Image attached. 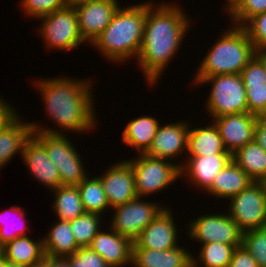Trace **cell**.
<instances>
[{
	"label": "cell",
	"instance_id": "cell-28",
	"mask_svg": "<svg viewBox=\"0 0 266 267\" xmlns=\"http://www.w3.org/2000/svg\"><path fill=\"white\" fill-rule=\"evenodd\" d=\"M232 160L253 180L266 178V151L255 140L232 154Z\"/></svg>",
	"mask_w": 266,
	"mask_h": 267
},
{
	"label": "cell",
	"instance_id": "cell-17",
	"mask_svg": "<svg viewBox=\"0 0 266 267\" xmlns=\"http://www.w3.org/2000/svg\"><path fill=\"white\" fill-rule=\"evenodd\" d=\"M231 160L232 154L185 157V162L180 167L181 177H185V180L193 184L192 186L204 192Z\"/></svg>",
	"mask_w": 266,
	"mask_h": 267
},
{
	"label": "cell",
	"instance_id": "cell-46",
	"mask_svg": "<svg viewBox=\"0 0 266 267\" xmlns=\"http://www.w3.org/2000/svg\"><path fill=\"white\" fill-rule=\"evenodd\" d=\"M255 55L261 60L266 69V48L256 50Z\"/></svg>",
	"mask_w": 266,
	"mask_h": 267
},
{
	"label": "cell",
	"instance_id": "cell-50",
	"mask_svg": "<svg viewBox=\"0 0 266 267\" xmlns=\"http://www.w3.org/2000/svg\"><path fill=\"white\" fill-rule=\"evenodd\" d=\"M3 256V246L0 245V258Z\"/></svg>",
	"mask_w": 266,
	"mask_h": 267
},
{
	"label": "cell",
	"instance_id": "cell-30",
	"mask_svg": "<svg viewBox=\"0 0 266 267\" xmlns=\"http://www.w3.org/2000/svg\"><path fill=\"white\" fill-rule=\"evenodd\" d=\"M78 191L86 212L105 215L110 205L98 177H86L78 185ZM108 209V210H107Z\"/></svg>",
	"mask_w": 266,
	"mask_h": 267
},
{
	"label": "cell",
	"instance_id": "cell-10",
	"mask_svg": "<svg viewBox=\"0 0 266 267\" xmlns=\"http://www.w3.org/2000/svg\"><path fill=\"white\" fill-rule=\"evenodd\" d=\"M156 202L144 201L137 197L127 203L114 207L109 220V227L120 235L134 242L140 233L159 215L165 208Z\"/></svg>",
	"mask_w": 266,
	"mask_h": 267
},
{
	"label": "cell",
	"instance_id": "cell-33",
	"mask_svg": "<svg viewBox=\"0 0 266 267\" xmlns=\"http://www.w3.org/2000/svg\"><path fill=\"white\" fill-rule=\"evenodd\" d=\"M5 210L4 211H0V245H2V246L4 244H6L8 241H11V240H13L14 238H16L18 236H26L27 235V231L26 230L29 229L28 226H27L28 224L26 223V222H28L26 220L27 214H25V211H23L22 207L11 206L10 208L5 209ZM11 213H13L16 216L19 215L18 218L17 219L15 218V219L16 220H21L22 219L21 222H23L22 223L23 225L21 223H20V225L13 224L12 222L15 221V219L13 221H12V219L10 220L11 223H12L10 225V221L8 222V219H10V218H8V217H9V215L11 217V215H12ZM15 225H17V226L14 227Z\"/></svg>",
	"mask_w": 266,
	"mask_h": 267
},
{
	"label": "cell",
	"instance_id": "cell-31",
	"mask_svg": "<svg viewBox=\"0 0 266 267\" xmlns=\"http://www.w3.org/2000/svg\"><path fill=\"white\" fill-rule=\"evenodd\" d=\"M200 246L199 256L192 255V267H228L234 250L241 245L211 242Z\"/></svg>",
	"mask_w": 266,
	"mask_h": 267
},
{
	"label": "cell",
	"instance_id": "cell-11",
	"mask_svg": "<svg viewBox=\"0 0 266 267\" xmlns=\"http://www.w3.org/2000/svg\"><path fill=\"white\" fill-rule=\"evenodd\" d=\"M186 233L189 239L205 244L220 242L226 245H241L243 232L238 224L227 214H205L189 220Z\"/></svg>",
	"mask_w": 266,
	"mask_h": 267
},
{
	"label": "cell",
	"instance_id": "cell-6",
	"mask_svg": "<svg viewBox=\"0 0 266 267\" xmlns=\"http://www.w3.org/2000/svg\"><path fill=\"white\" fill-rule=\"evenodd\" d=\"M136 155L139 156L127 159V161L132 165L138 197L145 199L147 195L158 194V191L170 187L178 178L180 180L179 163L151 157L145 153H136Z\"/></svg>",
	"mask_w": 266,
	"mask_h": 267
},
{
	"label": "cell",
	"instance_id": "cell-12",
	"mask_svg": "<svg viewBox=\"0 0 266 267\" xmlns=\"http://www.w3.org/2000/svg\"><path fill=\"white\" fill-rule=\"evenodd\" d=\"M118 0H97L74 6L82 39L90 45L107 28L120 7Z\"/></svg>",
	"mask_w": 266,
	"mask_h": 267
},
{
	"label": "cell",
	"instance_id": "cell-8",
	"mask_svg": "<svg viewBox=\"0 0 266 267\" xmlns=\"http://www.w3.org/2000/svg\"><path fill=\"white\" fill-rule=\"evenodd\" d=\"M40 28L37 31L49 50L72 51L80 44H86L82 39L76 11L73 6L64 8L39 18Z\"/></svg>",
	"mask_w": 266,
	"mask_h": 267
},
{
	"label": "cell",
	"instance_id": "cell-26",
	"mask_svg": "<svg viewBox=\"0 0 266 267\" xmlns=\"http://www.w3.org/2000/svg\"><path fill=\"white\" fill-rule=\"evenodd\" d=\"M56 222V223H55ZM48 233L43 236L45 255L50 257H67L80 247L71 231L70 221L57 219Z\"/></svg>",
	"mask_w": 266,
	"mask_h": 267
},
{
	"label": "cell",
	"instance_id": "cell-44",
	"mask_svg": "<svg viewBox=\"0 0 266 267\" xmlns=\"http://www.w3.org/2000/svg\"><path fill=\"white\" fill-rule=\"evenodd\" d=\"M242 0H226V4L224 5L225 12H228L229 15L241 2Z\"/></svg>",
	"mask_w": 266,
	"mask_h": 267
},
{
	"label": "cell",
	"instance_id": "cell-49",
	"mask_svg": "<svg viewBox=\"0 0 266 267\" xmlns=\"http://www.w3.org/2000/svg\"><path fill=\"white\" fill-rule=\"evenodd\" d=\"M0 267H7V260L4 256L0 258Z\"/></svg>",
	"mask_w": 266,
	"mask_h": 267
},
{
	"label": "cell",
	"instance_id": "cell-21",
	"mask_svg": "<svg viewBox=\"0 0 266 267\" xmlns=\"http://www.w3.org/2000/svg\"><path fill=\"white\" fill-rule=\"evenodd\" d=\"M31 135L30 121H23L18 113L0 129V170L17 154L22 157L24 144Z\"/></svg>",
	"mask_w": 266,
	"mask_h": 267
},
{
	"label": "cell",
	"instance_id": "cell-47",
	"mask_svg": "<svg viewBox=\"0 0 266 267\" xmlns=\"http://www.w3.org/2000/svg\"><path fill=\"white\" fill-rule=\"evenodd\" d=\"M88 1H97V0H67V4L69 6H76L80 3H83V2H88Z\"/></svg>",
	"mask_w": 266,
	"mask_h": 267
},
{
	"label": "cell",
	"instance_id": "cell-5",
	"mask_svg": "<svg viewBox=\"0 0 266 267\" xmlns=\"http://www.w3.org/2000/svg\"><path fill=\"white\" fill-rule=\"evenodd\" d=\"M195 87L211 83L206 112L211 119L234 113L248 112L246 88L241 74H224L210 77H194ZM203 84V85H202Z\"/></svg>",
	"mask_w": 266,
	"mask_h": 267
},
{
	"label": "cell",
	"instance_id": "cell-32",
	"mask_svg": "<svg viewBox=\"0 0 266 267\" xmlns=\"http://www.w3.org/2000/svg\"><path fill=\"white\" fill-rule=\"evenodd\" d=\"M103 216L85 212L76 219L70 220L71 231L79 247H89L93 238L101 230Z\"/></svg>",
	"mask_w": 266,
	"mask_h": 267
},
{
	"label": "cell",
	"instance_id": "cell-3",
	"mask_svg": "<svg viewBox=\"0 0 266 267\" xmlns=\"http://www.w3.org/2000/svg\"><path fill=\"white\" fill-rule=\"evenodd\" d=\"M133 5L120 6L107 28L91 44L109 62L121 64L138 58L144 33L146 3Z\"/></svg>",
	"mask_w": 266,
	"mask_h": 267
},
{
	"label": "cell",
	"instance_id": "cell-14",
	"mask_svg": "<svg viewBox=\"0 0 266 267\" xmlns=\"http://www.w3.org/2000/svg\"><path fill=\"white\" fill-rule=\"evenodd\" d=\"M103 186L110 208L137 198L132 165L125 159L109 166L102 175H96Z\"/></svg>",
	"mask_w": 266,
	"mask_h": 267
},
{
	"label": "cell",
	"instance_id": "cell-19",
	"mask_svg": "<svg viewBox=\"0 0 266 267\" xmlns=\"http://www.w3.org/2000/svg\"><path fill=\"white\" fill-rule=\"evenodd\" d=\"M107 228L110 231L100 230L89 247L98 253L110 267L132 265L133 242L111 227Z\"/></svg>",
	"mask_w": 266,
	"mask_h": 267
},
{
	"label": "cell",
	"instance_id": "cell-34",
	"mask_svg": "<svg viewBox=\"0 0 266 267\" xmlns=\"http://www.w3.org/2000/svg\"><path fill=\"white\" fill-rule=\"evenodd\" d=\"M257 261L266 267V227L243 232L241 244Z\"/></svg>",
	"mask_w": 266,
	"mask_h": 267
},
{
	"label": "cell",
	"instance_id": "cell-13",
	"mask_svg": "<svg viewBox=\"0 0 266 267\" xmlns=\"http://www.w3.org/2000/svg\"><path fill=\"white\" fill-rule=\"evenodd\" d=\"M190 123L180 120L160 124L146 155L175 162V158L187 155Z\"/></svg>",
	"mask_w": 266,
	"mask_h": 267
},
{
	"label": "cell",
	"instance_id": "cell-29",
	"mask_svg": "<svg viewBox=\"0 0 266 267\" xmlns=\"http://www.w3.org/2000/svg\"><path fill=\"white\" fill-rule=\"evenodd\" d=\"M52 192L55 198L51 209L56 219L70 221L86 212L77 186L61 185Z\"/></svg>",
	"mask_w": 266,
	"mask_h": 267
},
{
	"label": "cell",
	"instance_id": "cell-1",
	"mask_svg": "<svg viewBox=\"0 0 266 267\" xmlns=\"http://www.w3.org/2000/svg\"><path fill=\"white\" fill-rule=\"evenodd\" d=\"M146 1L144 33L136 64L148 85L158 84L192 25L179 3ZM173 3V4H172Z\"/></svg>",
	"mask_w": 266,
	"mask_h": 267
},
{
	"label": "cell",
	"instance_id": "cell-4",
	"mask_svg": "<svg viewBox=\"0 0 266 267\" xmlns=\"http://www.w3.org/2000/svg\"><path fill=\"white\" fill-rule=\"evenodd\" d=\"M205 53L194 77L241 74L255 55V48L242 26L232 24Z\"/></svg>",
	"mask_w": 266,
	"mask_h": 267
},
{
	"label": "cell",
	"instance_id": "cell-38",
	"mask_svg": "<svg viewBox=\"0 0 266 267\" xmlns=\"http://www.w3.org/2000/svg\"><path fill=\"white\" fill-rule=\"evenodd\" d=\"M70 267H110L107 262L90 247H80L75 253L65 257Z\"/></svg>",
	"mask_w": 266,
	"mask_h": 267
},
{
	"label": "cell",
	"instance_id": "cell-23",
	"mask_svg": "<svg viewBox=\"0 0 266 267\" xmlns=\"http://www.w3.org/2000/svg\"><path fill=\"white\" fill-rule=\"evenodd\" d=\"M253 180L231 160L215 177L212 185L205 191L215 199L227 201L246 189Z\"/></svg>",
	"mask_w": 266,
	"mask_h": 267
},
{
	"label": "cell",
	"instance_id": "cell-18",
	"mask_svg": "<svg viewBox=\"0 0 266 267\" xmlns=\"http://www.w3.org/2000/svg\"><path fill=\"white\" fill-rule=\"evenodd\" d=\"M21 159L36 181L50 191L61 186L59 171L49 159L45 148L31 135L25 142Z\"/></svg>",
	"mask_w": 266,
	"mask_h": 267
},
{
	"label": "cell",
	"instance_id": "cell-48",
	"mask_svg": "<svg viewBox=\"0 0 266 267\" xmlns=\"http://www.w3.org/2000/svg\"><path fill=\"white\" fill-rule=\"evenodd\" d=\"M7 267H29V266L7 261Z\"/></svg>",
	"mask_w": 266,
	"mask_h": 267
},
{
	"label": "cell",
	"instance_id": "cell-7",
	"mask_svg": "<svg viewBox=\"0 0 266 267\" xmlns=\"http://www.w3.org/2000/svg\"><path fill=\"white\" fill-rule=\"evenodd\" d=\"M32 136L45 148L49 159L58 169L61 185L77 186L88 176L84 160L68 135L32 131Z\"/></svg>",
	"mask_w": 266,
	"mask_h": 267
},
{
	"label": "cell",
	"instance_id": "cell-16",
	"mask_svg": "<svg viewBox=\"0 0 266 267\" xmlns=\"http://www.w3.org/2000/svg\"><path fill=\"white\" fill-rule=\"evenodd\" d=\"M211 120L219 131L225 149L231 154L254 140L256 115L248 112L234 113Z\"/></svg>",
	"mask_w": 266,
	"mask_h": 267
},
{
	"label": "cell",
	"instance_id": "cell-35",
	"mask_svg": "<svg viewBox=\"0 0 266 267\" xmlns=\"http://www.w3.org/2000/svg\"><path fill=\"white\" fill-rule=\"evenodd\" d=\"M19 4L24 15L37 20L68 5L67 0H21Z\"/></svg>",
	"mask_w": 266,
	"mask_h": 267
},
{
	"label": "cell",
	"instance_id": "cell-20",
	"mask_svg": "<svg viewBox=\"0 0 266 267\" xmlns=\"http://www.w3.org/2000/svg\"><path fill=\"white\" fill-rule=\"evenodd\" d=\"M192 255L181 245L161 251L132 248L131 267H192Z\"/></svg>",
	"mask_w": 266,
	"mask_h": 267
},
{
	"label": "cell",
	"instance_id": "cell-37",
	"mask_svg": "<svg viewBox=\"0 0 266 267\" xmlns=\"http://www.w3.org/2000/svg\"><path fill=\"white\" fill-rule=\"evenodd\" d=\"M242 27L255 50L266 48V11L250 18Z\"/></svg>",
	"mask_w": 266,
	"mask_h": 267
},
{
	"label": "cell",
	"instance_id": "cell-42",
	"mask_svg": "<svg viewBox=\"0 0 266 267\" xmlns=\"http://www.w3.org/2000/svg\"><path fill=\"white\" fill-rule=\"evenodd\" d=\"M32 267H52V257L44 255Z\"/></svg>",
	"mask_w": 266,
	"mask_h": 267
},
{
	"label": "cell",
	"instance_id": "cell-43",
	"mask_svg": "<svg viewBox=\"0 0 266 267\" xmlns=\"http://www.w3.org/2000/svg\"><path fill=\"white\" fill-rule=\"evenodd\" d=\"M52 267H70V265L64 257H52Z\"/></svg>",
	"mask_w": 266,
	"mask_h": 267
},
{
	"label": "cell",
	"instance_id": "cell-36",
	"mask_svg": "<svg viewBox=\"0 0 266 267\" xmlns=\"http://www.w3.org/2000/svg\"><path fill=\"white\" fill-rule=\"evenodd\" d=\"M265 11L266 0H242L228 16L232 24L243 26L250 18Z\"/></svg>",
	"mask_w": 266,
	"mask_h": 267
},
{
	"label": "cell",
	"instance_id": "cell-51",
	"mask_svg": "<svg viewBox=\"0 0 266 267\" xmlns=\"http://www.w3.org/2000/svg\"><path fill=\"white\" fill-rule=\"evenodd\" d=\"M266 190V178L262 181Z\"/></svg>",
	"mask_w": 266,
	"mask_h": 267
},
{
	"label": "cell",
	"instance_id": "cell-9",
	"mask_svg": "<svg viewBox=\"0 0 266 267\" xmlns=\"http://www.w3.org/2000/svg\"><path fill=\"white\" fill-rule=\"evenodd\" d=\"M228 215L242 232L266 227V190L262 181H253L229 199Z\"/></svg>",
	"mask_w": 266,
	"mask_h": 267
},
{
	"label": "cell",
	"instance_id": "cell-24",
	"mask_svg": "<svg viewBox=\"0 0 266 267\" xmlns=\"http://www.w3.org/2000/svg\"><path fill=\"white\" fill-rule=\"evenodd\" d=\"M209 123L204 127L189 128L187 155L181 159L182 162L179 163L180 167L184 164V158L187 156L231 154L225 149L215 123H211L210 121Z\"/></svg>",
	"mask_w": 266,
	"mask_h": 267
},
{
	"label": "cell",
	"instance_id": "cell-41",
	"mask_svg": "<svg viewBox=\"0 0 266 267\" xmlns=\"http://www.w3.org/2000/svg\"><path fill=\"white\" fill-rule=\"evenodd\" d=\"M254 140L266 151V127L256 123L254 129Z\"/></svg>",
	"mask_w": 266,
	"mask_h": 267
},
{
	"label": "cell",
	"instance_id": "cell-39",
	"mask_svg": "<svg viewBox=\"0 0 266 267\" xmlns=\"http://www.w3.org/2000/svg\"><path fill=\"white\" fill-rule=\"evenodd\" d=\"M228 267H259L257 261L241 245L236 247Z\"/></svg>",
	"mask_w": 266,
	"mask_h": 267
},
{
	"label": "cell",
	"instance_id": "cell-22",
	"mask_svg": "<svg viewBox=\"0 0 266 267\" xmlns=\"http://www.w3.org/2000/svg\"><path fill=\"white\" fill-rule=\"evenodd\" d=\"M241 76L246 88L248 113L256 115L266 108V69L254 55L243 68Z\"/></svg>",
	"mask_w": 266,
	"mask_h": 267
},
{
	"label": "cell",
	"instance_id": "cell-27",
	"mask_svg": "<svg viewBox=\"0 0 266 267\" xmlns=\"http://www.w3.org/2000/svg\"><path fill=\"white\" fill-rule=\"evenodd\" d=\"M45 255L43 238L34 240L30 236H18L3 245V256L7 261L32 267Z\"/></svg>",
	"mask_w": 266,
	"mask_h": 267
},
{
	"label": "cell",
	"instance_id": "cell-25",
	"mask_svg": "<svg viewBox=\"0 0 266 267\" xmlns=\"http://www.w3.org/2000/svg\"><path fill=\"white\" fill-rule=\"evenodd\" d=\"M160 123L153 116H141L130 120L121 133L123 144L133 147L135 151L145 153L152 144Z\"/></svg>",
	"mask_w": 266,
	"mask_h": 267
},
{
	"label": "cell",
	"instance_id": "cell-2",
	"mask_svg": "<svg viewBox=\"0 0 266 267\" xmlns=\"http://www.w3.org/2000/svg\"><path fill=\"white\" fill-rule=\"evenodd\" d=\"M40 79L35 82L44 101L46 114L57 124V128L46 127L37 121L30 122L32 131H39L52 135H66L64 132L74 131L87 133L97 126L96 110L93 103L94 93L92 79H76L72 77L56 76ZM88 80V81H87ZM96 124V125H95ZM64 132V133H63Z\"/></svg>",
	"mask_w": 266,
	"mask_h": 267
},
{
	"label": "cell",
	"instance_id": "cell-15",
	"mask_svg": "<svg viewBox=\"0 0 266 267\" xmlns=\"http://www.w3.org/2000/svg\"><path fill=\"white\" fill-rule=\"evenodd\" d=\"M140 233L133 242L132 248H148L167 250L179 246L177 225L174 223V214L169 206Z\"/></svg>",
	"mask_w": 266,
	"mask_h": 267
},
{
	"label": "cell",
	"instance_id": "cell-40",
	"mask_svg": "<svg viewBox=\"0 0 266 267\" xmlns=\"http://www.w3.org/2000/svg\"><path fill=\"white\" fill-rule=\"evenodd\" d=\"M16 111L12 103L10 104L0 97V129L17 114Z\"/></svg>",
	"mask_w": 266,
	"mask_h": 267
},
{
	"label": "cell",
	"instance_id": "cell-45",
	"mask_svg": "<svg viewBox=\"0 0 266 267\" xmlns=\"http://www.w3.org/2000/svg\"><path fill=\"white\" fill-rule=\"evenodd\" d=\"M256 120L259 125L266 127V108L256 114Z\"/></svg>",
	"mask_w": 266,
	"mask_h": 267
}]
</instances>
